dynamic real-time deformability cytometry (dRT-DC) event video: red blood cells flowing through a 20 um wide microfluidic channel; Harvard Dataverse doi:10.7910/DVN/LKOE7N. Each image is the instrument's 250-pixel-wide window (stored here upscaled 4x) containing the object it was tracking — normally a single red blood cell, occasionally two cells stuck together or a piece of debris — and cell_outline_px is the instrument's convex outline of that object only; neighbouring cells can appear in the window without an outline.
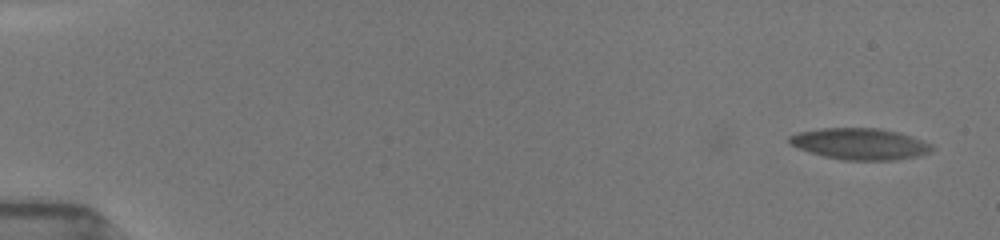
{"species": "common noctule bat (a hibernating species)", "species_latin": "Nyctalus noctula", "temperature_condition": "room temperature", "stored_images_in_passage": 5, "camera_frame_rate_fps": 3000, "um_per_image_px": 0.085, "animal": {"sex": "female", "body_mass_g": 19.5, "forearm_length_mm": 54.1}, "frame": {"image": 1, "passage_image": 5, "time_ms": 2.667, "image_size_px": [1000, 240], "cell_outline_px": [[932, 148], [928, 152], [916, 156], [892, 160], [844, 160], [824, 156], [796, 148], [788, 144], [788, 136], [800, 132], [820, 128], [880, 128], [896, 132], [932, 144]], "centroid_in_image_um": [73.01, 12.23], "position_along_channel_um": 12.0, "area_um2": 25.78}}